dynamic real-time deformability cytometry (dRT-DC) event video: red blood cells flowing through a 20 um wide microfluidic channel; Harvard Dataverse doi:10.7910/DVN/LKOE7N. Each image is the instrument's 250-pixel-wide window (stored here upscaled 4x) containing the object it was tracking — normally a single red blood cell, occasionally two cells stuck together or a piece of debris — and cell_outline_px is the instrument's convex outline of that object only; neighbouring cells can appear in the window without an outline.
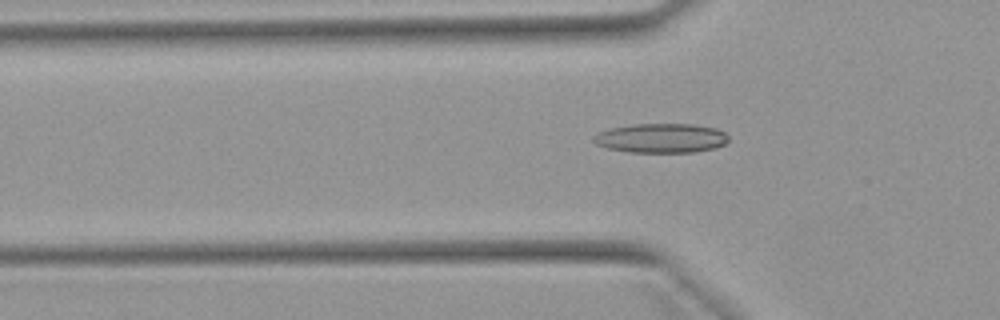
{"species": "Egyptian fruit bat (a non-hibernating species)", "species_latin": "Rousettus aegyptiacus", "temperature_condition": "warm", "stored_images_in_passage": 41, "camera_frame_rate_fps": 3000, "um_per_image_px": 0.085, "animal": {"sex": "female"}, "frame": {"image": 1, "passage_image": 6, "time_ms": 1.667, "image_size_px": [1000, 320], "cell_outline_px": [[728, 140], [724, 144], [716, 148], [692, 152], [628, 152], [608, 148], [596, 144], [592, 140], [592, 136], [608, 128], [632, 124], [692, 124], [716, 128], [724, 132], [728, 136]], "centroid_in_image_um": [56.18, 11.74], "position_along_channel_um": 69.6, "area_um2": 23.18}}
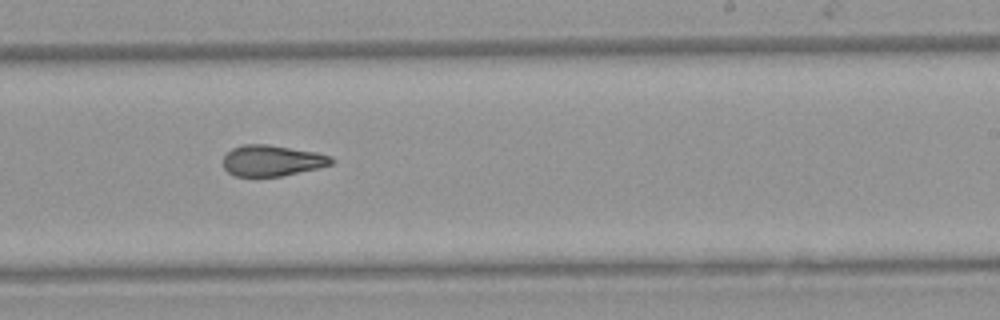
{"frame": {"image": 2, "passage_image": 21, "time_ms": 6.667, "image_size_px": [1000, 320], "cell_outline_px": [[336, 160], [332, 164], [316, 168], [280, 176], [236, 176], [228, 172], [224, 168], [224, 156], [232, 148], [244, 144], [268, 144], [316, 152], [332, 156]], "centroid_in_image_um": [23.13, 13.64], "position_along_channel_um": 265.9, "area_um2": 19.42}}
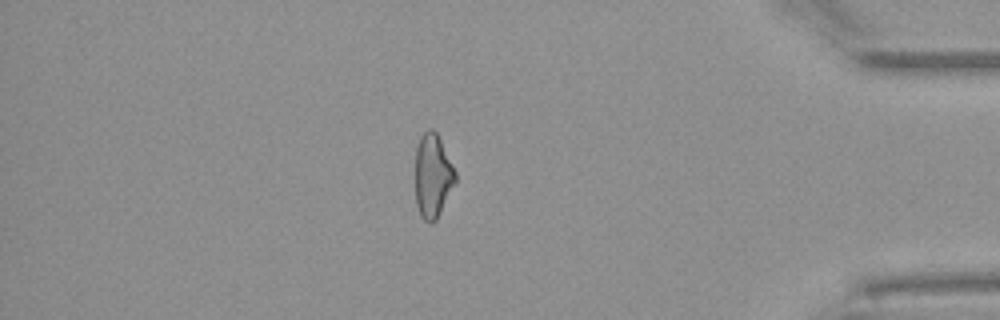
{"frame": {"image": 3, "passage_image": 34, "time_ms": 11.0, "image_size_px": [1000, 320], "cell_outline_px": [[456, 180], [436, 220], [432, 224], [424, 220], [420, 216], [416, 204], [416, 148], [420, 136], [428, 128], [432, 128], [436, 132], [456, 172]], "centroid_in_image_um": [36.77, 14.95], "position_along_channel_um": 398.4, "area_um2": 19.36}, "authors_computed_cell_mechanics": {"area_um2": 20.23, "velocity_mm_per_s": 3.9226, "shape_relaxation_time_tau1_ms": null, "shape_relaxation_time_tau2_ms": 3.8897, "deformation_change_tau1": null, "deformation_change_tau2": 0.1283}}